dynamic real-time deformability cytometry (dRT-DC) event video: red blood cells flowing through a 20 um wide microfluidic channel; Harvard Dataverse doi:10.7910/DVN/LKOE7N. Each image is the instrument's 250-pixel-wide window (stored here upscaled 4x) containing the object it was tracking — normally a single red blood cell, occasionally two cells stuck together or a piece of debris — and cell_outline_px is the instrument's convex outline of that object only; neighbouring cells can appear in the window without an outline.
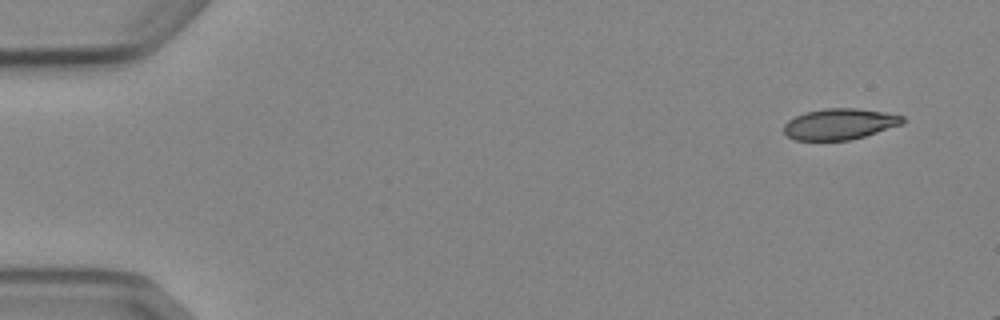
{"species": "Egyptian fruit bat (a non-hibernating species)", "species_latin": "Rousettus aegyptiacus", "temperature_condition": "cold", "stored_images_in_passage": 4, "camera_frame_rate_fps": 3000, "um_per_image_px": 0.085, "animal": {"sex": "female"}, "frame": {"image": 1, "passage_image": 1, "time_ms": 0.0, "image_size_px": [1000, 320], "cell_outline_px": [[904, 124], [864, 136], [848, 140], [796, 140], [788, 136], [784, 132], [784, 124], [788, 120], [804, 112], [828, 108], [856, 108], [884, 112], [904, 116]], "centroid_in_image_um": [71.38, 10.54], "position_along_channel_um": 13.6, "area_um2": 21.39}}